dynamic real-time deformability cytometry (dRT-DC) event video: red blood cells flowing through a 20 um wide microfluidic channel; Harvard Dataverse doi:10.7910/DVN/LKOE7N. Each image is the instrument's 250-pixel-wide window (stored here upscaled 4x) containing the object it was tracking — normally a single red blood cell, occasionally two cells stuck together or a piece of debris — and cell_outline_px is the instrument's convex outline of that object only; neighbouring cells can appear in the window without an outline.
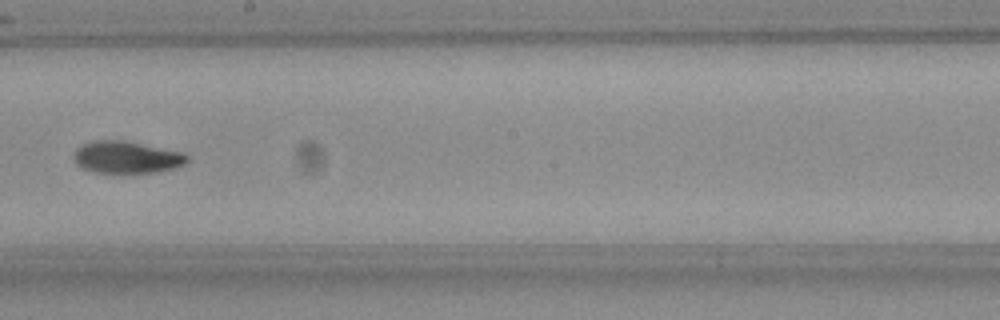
{"species": "Egyptian fruit bat (a non-hibernating species)", "species_latin": "Rousettus aegyptiacus", "temperature_condition": "room temperature", "stored_images_in_passage": 7, "camera_frame_rate_fps": 3000, "um_per_image_px": 0.085, "frame": {"image": 1, "passage_image": 7, "time_ms": 2.0, "image_size_px": [1000, 320], "cell_outline_px": [[188, 160], [184, 164], [176, 168], [152, 172], [96, 172], [84, 168], [76, 164], [72, 156], [76, 148], [84, 144], [96, 140], [124, 140], [184, 152], [188, 156]], "centroid_in_image_um": [10.77, 13.35], "position_along_channel_um": 237.4, "area_um2": 21.1}}